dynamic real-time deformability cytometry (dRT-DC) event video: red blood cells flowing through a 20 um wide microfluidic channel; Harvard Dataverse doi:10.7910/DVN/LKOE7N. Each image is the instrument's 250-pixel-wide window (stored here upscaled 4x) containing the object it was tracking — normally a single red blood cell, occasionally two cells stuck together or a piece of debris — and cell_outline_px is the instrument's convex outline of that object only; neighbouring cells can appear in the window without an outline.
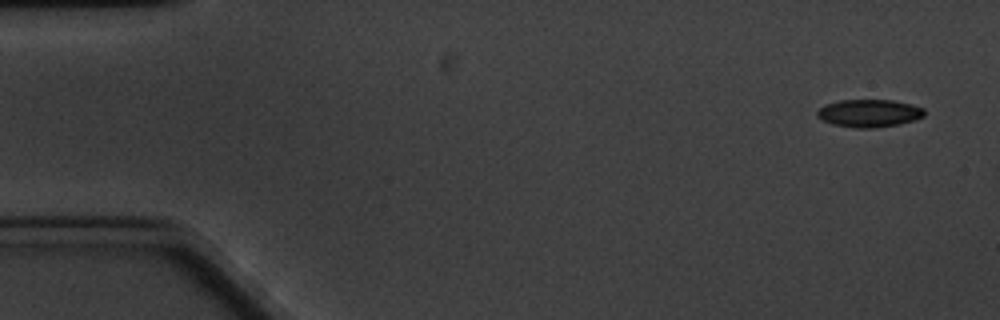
{"species": "common noctule bat (a hibernating species)", "species_latin": "Nyctalus noctula", "temperature_condition": "cold", "stored_images_in_passage": 4, "camera_frame_rate_fps": 3000, "um_per_image_px": 0.085, "animal": {"sex": "male", "body_mass_g": 20.1, "forearm_length_mm": 53.5}, "frame": {"image": 1, "passage_image": 1, "time_ms": 0.0, "image_size_px": [1000, 320], "cell_outline_px": [[924, 116], [916, 120], [896, 124], [872, 128], [856, 128], [832, 124], [820, 120], [816, 116], [816, 112], [824, 104], [840, 100], [892, 100], [912, 104], [924, 108]], "centroid_in_image_um": [73.85, 9.62], "position_along_channel_um": 11.2, "area_um2": 17.4}}